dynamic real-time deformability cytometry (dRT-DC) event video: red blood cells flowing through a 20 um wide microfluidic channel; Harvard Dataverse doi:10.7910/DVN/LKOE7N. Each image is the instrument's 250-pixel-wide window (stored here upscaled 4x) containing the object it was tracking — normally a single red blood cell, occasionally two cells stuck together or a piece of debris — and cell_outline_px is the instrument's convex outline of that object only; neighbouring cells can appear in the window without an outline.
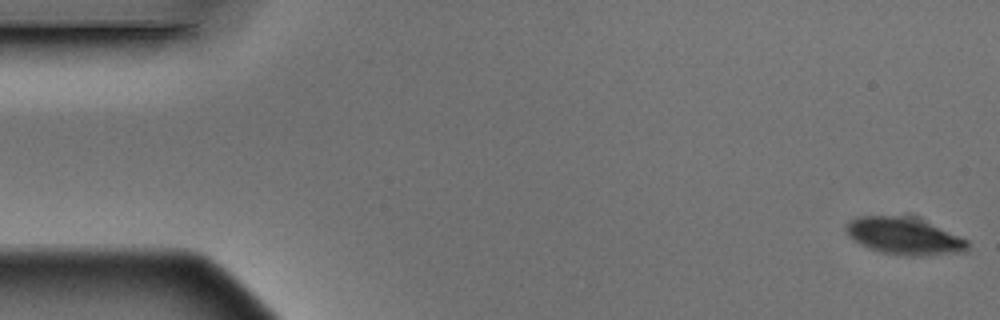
{"species": "Egyptian fruit bat (a non-hibernating species)", "species_latin": "Rousettus aegyptiacus", "temperature_condition": "warm", "stored_images_in_passage": 3, "camera_frame_rate_fps": 3000, "um_per_image_px": 0.085, "animal": {"sex": "male"}, "frame": {"image": 1, "passage_image": 1, "time_ms": 0.0, "image_size_px": [1000, 320], "cell_outline_px": [[968, 248], [960, 252], [920, 256], [916, 256], [880, 252], [868, 248], [860, 244], [844, 228], [844, 224], [860, 216], [912, 216], [968, 240]], "centroid_in_image_um": [76.84, 20.06], "position_along_channel_um": 8.2, "area_um2": 25.66}}
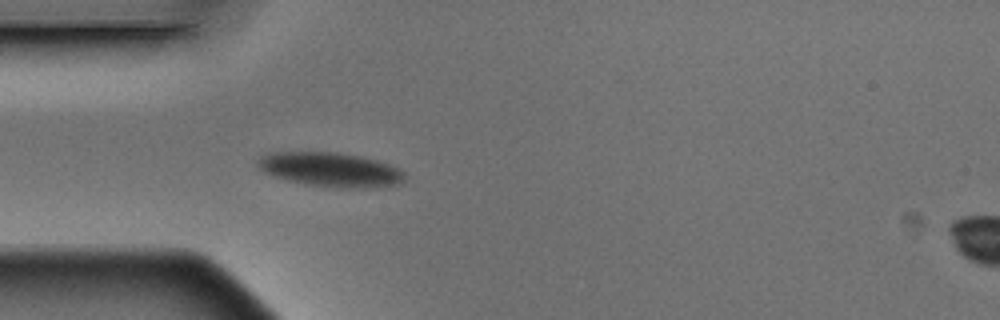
{"frame": {"image": 2, "passage_image": 3, "time_ms": 0.667, "image_size_px": [1000, 320], "cell_outline_px": [[404, 180], [400, 184], [360, 188], [340, 188], [308, 184], [288, 180], [264, 172], [260, 168], [256, 160], [260, 156], [272, 152], [336, 152], [360, 156], [376, 160], [388, 164], [404, 172]], "centroid_in_image_um": [28.08, 14.41], "position_along_channel_um": 56.9, "area_um2": 29.02}}